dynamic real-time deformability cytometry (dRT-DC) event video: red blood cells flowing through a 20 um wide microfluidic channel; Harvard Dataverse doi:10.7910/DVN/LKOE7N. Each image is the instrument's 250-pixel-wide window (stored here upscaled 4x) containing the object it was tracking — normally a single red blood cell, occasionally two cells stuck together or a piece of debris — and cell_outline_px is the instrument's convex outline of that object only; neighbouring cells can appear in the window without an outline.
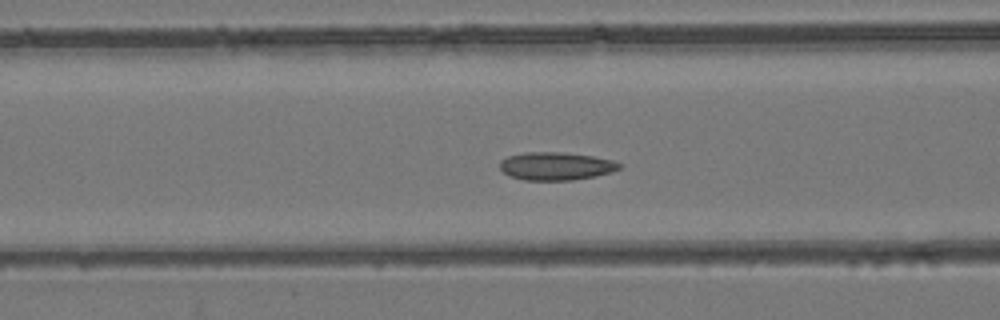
{"species": "common noctule bat (a hibernating species)", "species_latin": "Nyctalus noctula", "temperature_condition": "room temperature", "stored_images_in_passage": 53, "camera_frame_rate_fps": 3000, "um_per_image_px": 0.085, "animal": {"sex": "female", "body_mass_g": 24.6, "forearm_length_mm": 56.2}, "frame": {"image": 1, "passage_image": 21, "time_ms": 6.667, "image_size_px": [1000, 320], "cell_outline_px": [[624, 164], [620, 168], [612, 172], [596, 176], [572, 180], [524, 180], [508, 176], [500, 168], [500, 160], [508, 156], [524, 152], [560, 152], [592, 156], [612, 160]], "centroid_in_image_um": [47.26, 14.12], "position_along_channel_um": 119.3, "area_um2": 19.59}}
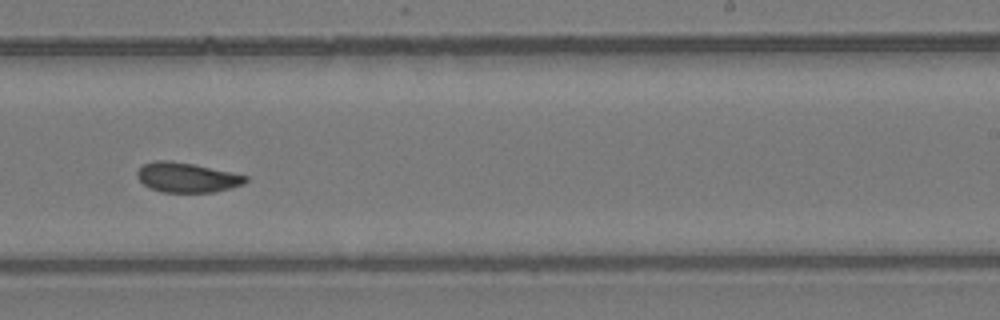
{"frame": {"image": 2, "passage_image": 33, "time_ms": 10.667, "image_size_px": [1000, 320], "cell_outline_px": [[248, 180], [244, 184], [212, 192], [160, 192], [144, 184], [136, 176], [136, 172], [144, 164], [156, 160], [168, 160], [192, 164], [248, 176]], "centroid_in_image_um": [15.87, 15.08], "position_along_channel_um": 273.1, "area_um2": 18.5}}
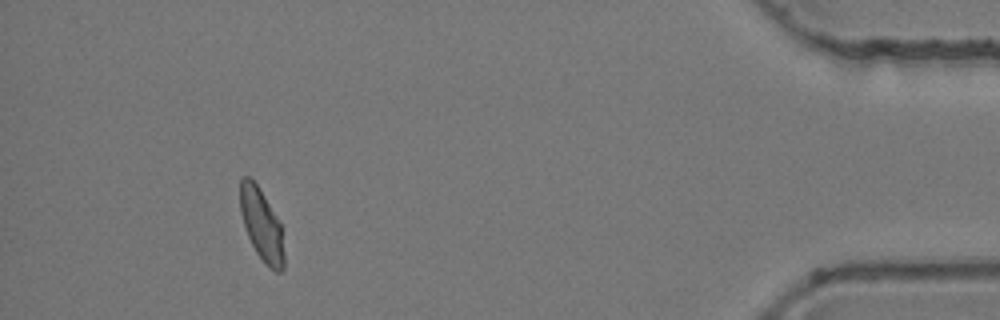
{"frame": {"image": 3, "passage_image": 49, "time_ms": 16.0, "image_size_px": [1000, 320], "cell_outline_px": [[284, 268], [280, 272], [276, 272], [256, 252], [248, 236], [240, 212], [240, 180], [244, 176], [248, 176], [256, 184], [264, 196], [280, 224], [284, 256]], "centroid_in_image_um": [22.22, 19.09], "position_along_channel_um": 413.0, "area_um2": 17.74}, "authors_computed_cell_mechanics": {"area_um2": 19.2474, "velocity_mm_per_s": 3.8601, "shape_relaxation_time_tau1_ms": null, "shape_relaxation_time_tau2_ms": 2.1011, "deformation_change_tau1": null, "deformation_change_tau2": 0.0667}}